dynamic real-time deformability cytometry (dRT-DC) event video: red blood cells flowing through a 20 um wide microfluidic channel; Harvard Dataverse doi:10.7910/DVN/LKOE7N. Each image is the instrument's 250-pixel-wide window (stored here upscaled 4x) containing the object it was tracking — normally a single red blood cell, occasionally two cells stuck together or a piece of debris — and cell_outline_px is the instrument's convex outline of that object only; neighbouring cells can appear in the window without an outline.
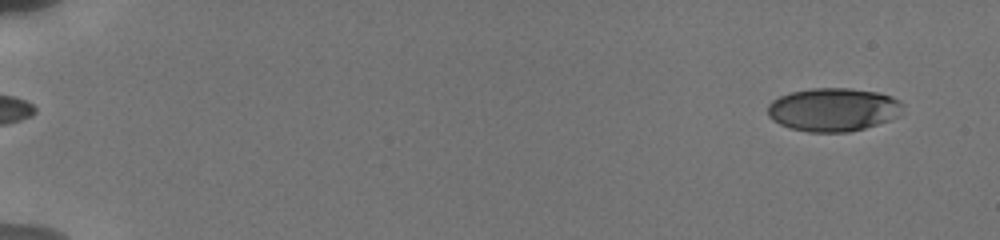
{"species": "human", "species_latin": "Homo sapiens", "temperature_condition": "cold", "stored_images_in_passage": 26, "camera_frame_rate_fps": 3000, "um_per_image_px": 0.085, "donor": {"sex": "male"}, "frame": {"image": 1, "passage_image": 1, "time_ms": 0.0, "image_size_px": [1000, 240], "cell_outline_px": [[904, 104], [900, 116], [864, 128], [848, 132], [808, 132], [788, 128], [772, 120], [768, 116], [768, 104], [772, 100], [780, 96], [792, 92], [812, 88], [852, 88], [880, 92], [892, 96], [900, 100]], "centroid_in_image_um": [70.84, 9.31], "position_along_channel_um": 14.2, "area_um2": 34.45}}
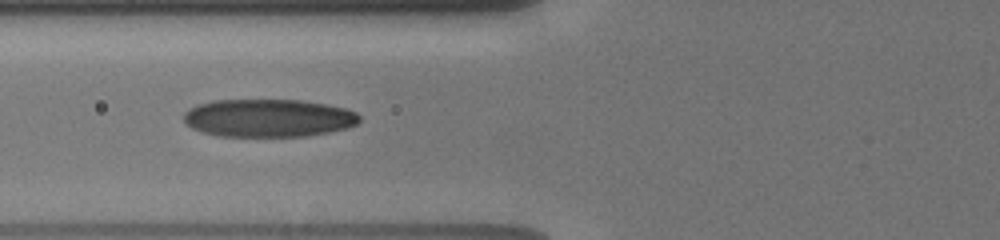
{"frame": {"image": 2, "passage_image": 19, "time_ms": 6.667, "image_size_px": [1000, 240], "cell_outline_px": [[360, 120], [356, 124], [348, 128], [308, 136], [220, 136], [204, 132], [192, 128], [184, 120], [184, 112], [188, 108], [196, 104], [212, 100], [300, 100], [324, 104], [344, 108], [356, 112], [360, 116]], "centroid_in_image_um": [22.8, 10.02], "position_along_channel_um": 103.0, "area_um2": 38.84}}
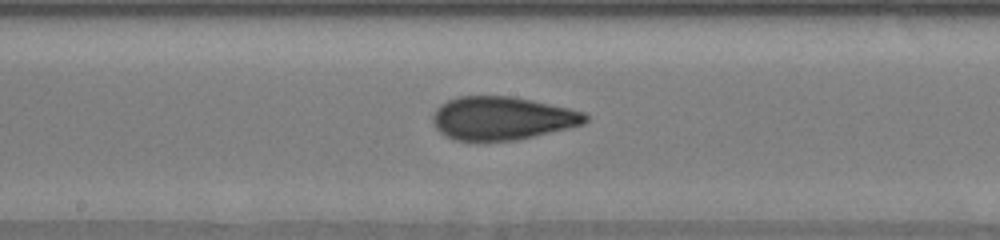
{"frame": {"image": 3, "passage_image": 26, "time_ms": 9.333, "image_size_px": [1000, 240], "cell_outline_px": [[588, 120], [584, 124], [568, 128], [516, 140], [452, 140], [444, 136], [432, 124], [432, 116], [436, 108], [440, 104], [448, 100], [460, 96], [512, 96], [532, 100], [568, 108], [584, 112], [588, 116]], "centroid_in_image_um": [42.64, 10.05], "position_along_channel_um": 205.6, "area_um2": 38.44}}